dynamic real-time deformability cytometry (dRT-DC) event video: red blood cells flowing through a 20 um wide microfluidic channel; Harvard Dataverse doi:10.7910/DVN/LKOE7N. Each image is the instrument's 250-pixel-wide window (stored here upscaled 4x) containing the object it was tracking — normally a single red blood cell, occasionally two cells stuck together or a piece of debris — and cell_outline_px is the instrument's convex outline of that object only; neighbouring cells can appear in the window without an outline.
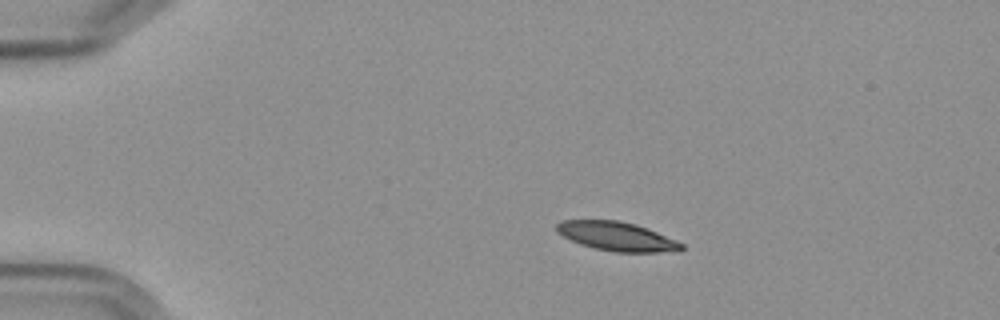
{"species": "Egyptian fruit bat (a non-hibernating species)", "species_latin": "Rousettus aegyptiacus", "temperature_condition": "cold", "stored_images_in_passage": 9, "camera_frame_rate_fps": 3000, "um_per_image_px": 0.085, "frame": {"image": 1, "passage_image": 2, "time_ms": 1.0, "image_size_px": [1000, 320], "cell_outline_px": [[684, 248], [680, 252], [616, 252], [596, 248], [580, 244], [556, 232], [556, 224], [560, 220], [616, 220], [636, 224], [676, 240], [684, 244]], "centroid_in_image_um": [52.45, 20.09], "position_along_channel_um": 32.5, "area_um2": 21.04}}
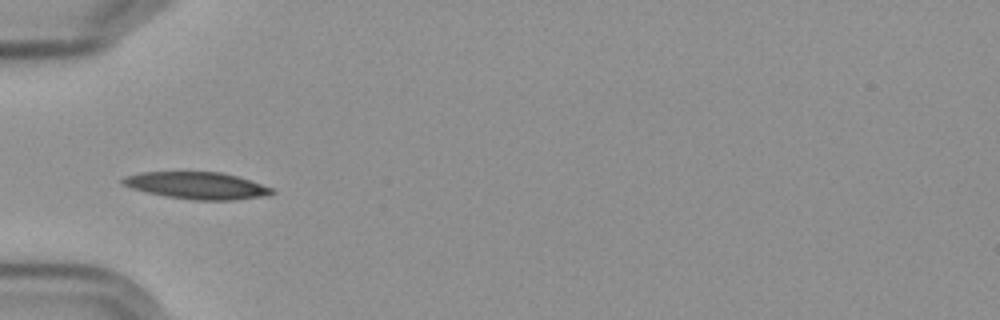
{"frame": {"image": 2, "passage_image": 4, "time_ms": 3.667, "image_size_px": [1000, 320], "cell_outline_px": [[276, 192], [264, 196], [232, 200], [192, 200], [164, 196], [132, 188], [120, 184], [120, 180], [124, 176], [144, 172], [220, 172], [236, 176], [272, 188]], "centroid_in_image_um": [16.69, 15.77], "position_along_channel_um": 68.3, "area_um2": 23.29}}
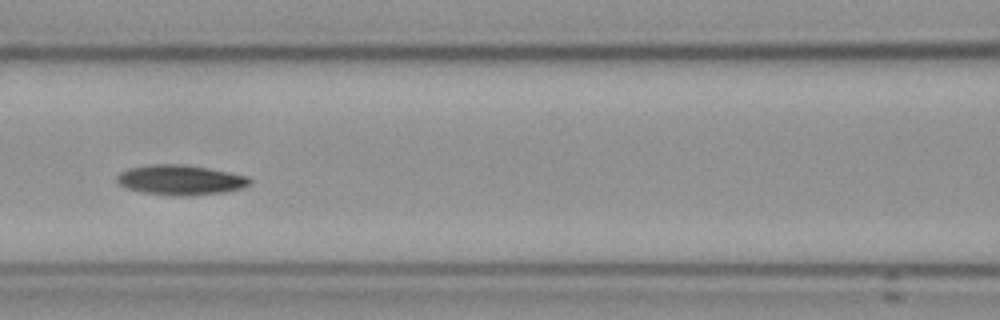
{"frame": {"image": 3, "passage_image": 6, "time_ms": 6.0, "image_size_px": [1000, 320], "cell_outline_px": [[252, 184], [244, 188], [228, 192], [192, 196], [172, 196], [140, 192], [124, 188], [116, 180], [116, 176], [120, 172], [128, 168], [152, 164], [176, 164], [204, 168], [228, 172], [248, 176], [252, 180]], "centroid_in_image_um": [15.34, 15.32], "position_along_channel_um": 151.3, "area_um2": 23.52}}